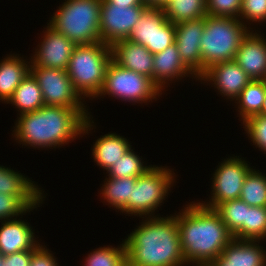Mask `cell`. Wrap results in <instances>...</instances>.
Instances as JSON below:
<instances>
[{
  "label": "cell",
  "mask_w": 266,
  "mask_h": 266,
  "mask_svg": "<svg viewBox=\"0 0 266 266\" xmlns=\"http://www.w3.org/2000/svg\"><path fill=\"white\" fill-rule=\"evenodd\" d=\"M44 33L43 41L40 42L39 48L35 50L31 58V66L67 70L76 44L49 24Z\"/></svg>",
  "instance_id": "4fadbf2b"
},
{
  "label": "cell",
  "mask_w": 266,
  "mask_h": 266,
  "mask_svg": "<svg viewBox=\"0 0 266 266\" xmlns=\"http://www.w3.org/2000/svg\"><path fill=\"white\" fill-rule=\"evenodd\" d=\"M101 0H65L48 23L76 45L94 44L100 36Z\"/></svg>",
  "instance_id": "8992f818"
},
{
  "label": "cell",
  "mask_w": 266,
  "mask_h": 266,
  "mask_svg": "<svg viewBox=\"0 0 266 266\" xmlns=\"http://www.w3.org/2000/svg\"><path fill=\"white\" fill-rule=\"evenodd\" d=\"M132 146L123 136L108 133L98 138L93 145L92 155L94 162L108 171Z\"/></svg>",
  "instance_id": "7402d4cb"
},
{
  "label": "cell",
  "mask_w": 266,
  "mask_h": 266,
  "mask_svg": "<svg viewBox=\"0 0 266 266\" xmlns=\"http://www.w3.org/2000/svg\"><path fill=\"white\" fill-rule=\"evenodd\" d=\"M29 64H31L30 61H24L17 54L9 55L0 62V100L7 103L15 89L30 73Z\"/></svg>",
  "instance_id": "44dd1931"
},
{
  "label": "cell",
  "mask_w": 266,
  "mask_h": 266,
  "mask_svg": "<svg viewBox=\"0 0 266 266\" xmlns=\"http://www.w3.org/2000/svg\"><path fill=\"white\" fill-rule=\"evenodd\" d=\"M162 94L151 78L121 67L113 60L109 63L99 96L108 94L121 100L136 103L152 102ZM141 101V102H140Z\"/></svg>",
  "instance_id": "ba28073f"
},
{
  "label": "cell",
  "mask_w": 266,
  "mask_h": 266,
  "mask_svg": "<svg viewBox=\"0 0 266 266\" xmlns=\"http://www.w3.org/2000/svg\"><path fill=\"white\" fill-rule=\"evenodd\" d=\"M235 17L205 16L200 51L203 73L210 66L234 60L243 38L251 30Z\"/></svg>",
  "instance_id": "5b68a950"
},
{
  "label": "cell",
  "mask_w": 266,
  "mask_h": 266,
  "mask_svg": "<svg viewBox=\"0 0 266 266\" xmlns=\"http://www.w3.org/2000/svg\"><path fill=\"white\" fill-rule=\"evenodd\" d=\"M3 258L4 256L0 253V266H3Z\"/></svg>",
  "instance_id": "b9f144b4"
},
{
  "label": "cell",
  "mask_w": 266,
  "mask_h": 266,
  "mask_svg": "<svg viewBox=\"0 0 266 266\" xmlns=\"http://www.w3.org/2000/svg\"><path fill=\"white\" fill-rule=\"evenodd\" d=\"M205 17L175 24V43L182 62L199 78L203 74L200 51Z\"/></svg>",
  "instance_id": "5bb4252c"
},
{
  "label": "cell",
  "mask_w": 266,
  "mask_h": 266,
  "mask_svg": "<svg viewBox=\"0 0 266 266\" xmlns=\"http://www.w3.org/2000/svg\"><path fill=\"white\" fill-rule=\"evenodd\" d=\"M266 85L264 80H251L236 98L239 115L244 122L247 118L261 112Z\"/></svg>",
  "instance_id": "4316f807"
},
{
  "label": "cell",
  "mask_w": 266,
  "mask_h": 266,
  "mask_svg": "<svg viewBox=\"0 0 266 266\" xmlns=\"http://www.w3.org/2000/svg\"><path fill=\"white\" fill-rule=\"evenodd\" d=\"M239 19L243 22L266 20V0H242ZM244 19V20H243Z\"/></svg>",
  "instance_id": "d590c367"
},
{
  "label": "cell",
  "mask_w": 266,
  "mask_h": 266,
  "mask_svg": "<svg viewBox=\"0 0 266 266\" xmlns=\"http://www.w3.org/2000/svg\"><path fill=\"white\" fill-rule=\"evenodd\" d=\"M112 60L121 67L145 75L153 81L154 55L143 45L120 40L111 46Z\"/></svg>",
  "instance_id": "ac0fdd59"
},
{
  "label": "cell",
  "mask_w": 266,
  "mask_h": 266,
  "mask_svg": "<svg viewBox=\"0 0 266 266\" xmlns=\"http://www.w3.org/2000/svg\"><path fill=\"white\" fill-rule=\"evenodd\" d=\"M128 39L143 45L152 54L159 53L175 43V24L167 20L162 7L148 6Z\"/></svg>",
  "instance_id": "9c48e42d"
},
{
  "label": "cell",
  "mask_w": 266,
  "mask_h": 266,
  "mask_svg": "<svg viewBox=\"0 0 266 266\" xmlns=\"http://www.w3.org/2000/svg\"><path fill=\"white\" fill-rule=\"evenodd\" d=\"M240 199L249 206L266 207V176L251 169L245 177Z\"/></svg>",
  "instance_id": "f1b7e54d"
},
{
  "label": "cell",
  "mask_w": 266,
  "mask_h": 266,
  "mask_svg": "<svg viewBox=\"0 0 266 266\" xmlns=\"http://www.w3.org/2000/svg\"><path fill=\"white\" fill-rule=\"evenodd\" d=\"M174 178L169 168L153 165L142 176L137 177L135 186L132 187V200L121 212L151 217V214L153 215V212L165 200L175 182Z\"/></svg>",
  "instance_id": "52a82bcc"
},
{
  "label": "cell",
  "mask_w": 266,
  "mask_h": 266,
  "mask_svg": "<svg viewBox=\"0 0 266 266\" xmlns=\"http://www.w3.org/2000/svg\"><path fill=\"white\" fill-rule=\"evenodd\" d=\"M266 238V207L251 206L247 210L245 240Z\"/></svg>",
  "instance_id": "d6a6232c"
},
{
  "label": "cell",
  "mask_w": 266,
  "mask_h": 266,
  "mask_svg": "<svg viewBox=\"0 0 266 266\" xmlns=\"http://www.w3.org/2000/svg\"><path fill=\"white\" fill-rule=\"evenodd\" d=\"M88 254L84 266H127L125 241L120 247H100Z\"/></svg>",
  "instance_id": "1f68e13d"
},
{
  "label": "cell",
  "mask_w": 266,
  "mask_h": 266,
  "mask_svg": "<svg viewBox=\"0 0 266 266\" xmlns=\"http://www.w3.org/2000/svg\"><path fill=\"white\" fill-rule=\"evenodd\" d=\"M148 6L113 5L101 0L100 36L101 42L112 46L115 42L129 38V35Z\"/></svg>",
  "instance_id": "7c38bea8"
},
{
  "label": "cell",
  "mask_w": 266,
  "mask_h": 266,
  "mask_svg": "<svg viewBox=\"0 0 266 266\" xmlns=\"http://www.w3.org/2000/svg\"><path fill=\"white\" fill-rule=\"evenodd\" d=\"M176 220L187 265L210 264L234 239L220 214L201 202L186 205Z\"/></svg>",
  "instance_id": "7a4b0ae2"
},
{
  "label": "cell",
  "mask_w": 266,
  "mask_h": 266,
  "mask_svg": "<svg viewBox=\"0 0 266 266\" xmlns=\"http://www.w3.org/2000/svg\"><path fill=\"white\" fill-rule=\"evenodd\" d=\"M0 227V253L3 256L26 250H36L40 243L28 222L16 217L2 221ZM38 242V243H37Z\"/></svg>",
  "instance_id": "d6986e66"
},
{
  "label": "cell",
  "mask_w": 266,
  "mask_h": 266,
  "mask_svg": "<svg viewBox=\"0 0 266 266\" xmlns=\"http://www.w3.org/2000/svg\"><path fill=\"white\" fill-rule=\"evenodd\" d=\"M264 82H265V85H266V77L264 79ZM259 114L260 115H266V94H265V97H264V101H263L261 112Z\"/></svg>",
  "instance_id": "60d3db41"
},
{
  "label": "cell",
  "mask_w": 266,
  "mask_h": 266,
  "mask_svg": "<svg viewBox=\"0 0 266 266\" xmlns=\"http://www.w3.org/2000/svg\"><path fill=\"white\" fill-rule=\"evenodd\" d=\"M234 61L252 80L266 77V39L261 34L249 31L243 38Z\"/></svg>",
  "instance_id": "2e32d148"
},
{
  "label": "cell",
  "mask_w": 266,
  "mask_h": 266,
  "mask_svg": "<svg viewBox=\"0 0 266 266\" xmlns=\"http://www.w3.org/2000/svg\"><path fill=\"white\" fill-rule=\"evenodd\" d=\"M44 197H16L0 193V220H10L30 212L42 203Z\"/></svg>",
  "instance_id": "f546056e"
},
{
  "label": "cell",
  "mask_w": 266,
  "mask_h": 266,
  "mask_svg": "<svg viewBox=\"0 0 266 266\" xmlns=\"http://www.w3.org/2000/svg\"><path fill=\"white\" fill-rule=\"evenodd\" d=\"M35 250H26L4 256L3 266H30L32 253Z\"/></svg>",
  "instance_id": "74e56055"
},
{
  "label": "cell",
  "mask_w": 266,
  "mask_h": 266,
  "mask_svg": "<svg viewBox=\"0 0 266 266\" xmlns=\"http://www.w3.org/2000/svg\"><path fill=\"white\" fill-rule=\"evenodd\" d=\"M11 103L20 111V114L36 111L45 106L41 88L37 80L29 73L15 89L7 104Z\"/></svg>",
  "instance_id": "603a6c76"
},
{
  "label": "cell",
  "mask_w": 266,
  "mask_h": 266,
  "mask_svg": "<svg viewBox=\"0 0 266 266\" xmlns=\"http://www.w3.org/2000/svg\"><path fill=\"white\" fill-rule=\"evenodd\" d=\"M85 108L43 106L19 115L14 136L18 143L36 148L59 147L68 144L78 135L86 134L93 127ZM63 144V145H62Z\"/></svg>",
  "instance_id": "6da1fadb"
},
{
  "label": "cell",
  "mask_w": 266,
  "mask_h": 266,
  "mask_svg": "<svg viewBox=\"0 0 266 266\" xmlns=\"http://www.w3.org/2000/svg\"><path fill=\"white\" fill-rule=\"evenodd\" d=\"M243 124L250 140L256 147L266 152V115H254L247 118Z\"/></svg>",
  "instance_id": "836d02e7"
},
{
  "label": "cell",
  "mask_w": 266,
  "mask_h": 266,
  "mask_svg": "<svg viewBox=\"0 0 266 266\" xmlns=\"http://www.w3.org/2000/svg\"><path fill=\"white\" fill-rule=\"evenodd\" d=\"M258 242V244H257ZM260 240L233 239L210 264L212 266H266V251Z\"/></svg>",
  "instance_id": "e0dca14e"
},
{
  "label": "cell",
  "mask_w": 266,
  "mask_h": 266,
  "mask_svg": "<svg viewBox=\"0 0 266 266\" xmlns=\"http://www.w3.org/2000/svg\"><path fill=\"white\" fill-rule=\"evenodd\" d=\"M242 0H206L208 16L239 19Z\"/></svg>",
  "instance_id": "e575fe53"
},
{
  "label": "cell",
  "mask_w": 266,
  "mask_h": 266,
  "mask_svg": "<svg viewBox=\"0 0 266 266\" xmlns=\"http://www.w3.org/2000/svg\"><path fill=\"white\" fill-rule=\"evenodd\" d=\"M112 61L111 46L99 41L76 45L70 57L67 74L74 90L82 98H95L100 93L105 73ZM86 96V97H85Z\"/></svg>",
  "instance_id": "277c9868"
},
{
  "label": "cell",
  "mask_w": 266,
  "mask_h": 266,
  "mask_svg": "<svg viewBox=\"0 0 266 266\" xmlns=\"http://www.w3.org/2000/svg\"><path fill=\"white\" fill-rule=\"evenodd\" d=\"M141 158L129 148L114 165L108 169L110 178L142 176L151 166H144Z\"/></svg>",
  "instance_id": "4dcf8cb0"
},
{
  "label": "cell",
  "mask_w": 266,
  "mask_h": 266,
  "mask_svg": "<svg viewBox=\"0 0 266 266\" xmlns=\"http://www.w3.org/2000/svg\"><path fill=\"white\" fill-rule=\"evenodd\" d=\"M162 8L167 20L173 24L207 16L206 0H167Z\"/></svg>",
  "instance_id": "484cf974"
},
{
  "label": "cell",
  "mask_w": 266,
  "mask_h": 266,
  "mask_svg": "<svg viewBox=\"0 0 266 266\" xmlns=\"http://www.w3.org/2000/svg\"><path fill=\"white\" fill-rule=\"evenodd\" d=\"M38 185L13 169L0 166V193L16 197H43Z\"/></svg>",
  "instance_id": "d4e9b609"
},
{
  "label": "cell",
  "mask_w": 266,
  "mask_h": 266,
  "mask_svg": "<svg viewBox=\"0 0 266 266\" xmlns=\"http://www.w3.org/2000/svg\"><path fill=\"white\" fill-rule=\"evenodd\" d=\"M157 216L147 217L125 239L127 266L186 265L176 216Z\"/></svg>",
  "instance_id": "3957f363"
},
{
  "label": "cell",
  "mask_w": 266,
  "mask_h": 266,
  "mask_svg": "<svg viewBox=\"0 0 266 266\" xmlns=\"http://www.w3.org/2000/svg\"><path fill=\"white\" fill-rule=\"evenodd\" d=\"M30 73L41 88L46 106L85 108L82 98L74 90L67 70L31 66Z\"/></svg>",
  "instance_id": "30bf717a"
},
{
  "label": "cell",
  "mask_w": 266,
  "mask_h": 266,
  "mask_svg": "<svg viewBox=\"0 0 266 266\" xmlns=\"http://www.w3.org/2000/svg\"><path fill=\"white\" fill-rule=\"evenodd\" d=\"M30 266H58L56 259L47 247L40 245L33 253Z\"/></svg>",
  "instance_id": "8d00e7d4"
},
{
  "label": "cell",
  "mask_w": 266,
  "mask_h": 266,
  "mask_svg": "<svg viewBox=\"0 0 266 266\" xmlns=\"http://www.w3.org/2000/svg\"><path fill=\"white\" fill-rule=\"evenodd\" d=\"M144 5L150 7H162L167 0H142Z\"/></svg>",
  "instance_id": "ab89813d"
},
{
  "label": "cell",
  "mask_w": 266,
  "mask_h": 266,
  "mask_svg": "<svg viewBox=\"0 0 266 266\" xmlns=\"http://www.w3.org/2000/svg\"><path fill=\"white\" fill-rule=\"evenodd\" d=\"M250 207L239 198L222 202L215 208L235 239L245 240V222Z\"/></svg>",
  "instance_id": "cb8c5ba5"
},
{
  "label": "cell",
  "mask_w": 266,
  "mask_h": 266,
  "mask_svg": "<svg viewBox=\"0 0 266 266\" xmlns=\"http://www.w3.org/2000/svg\"><path fill=\"white\" fill-rule=\"evenodd\" d=\"M106 1L113 5H128V7L147 6L144 5L142 0H106Z\"/></svg>",
  "instance_id": "f35d334b"
},
{
  "label": "cell",
  "mask_w": 266,
  "mask_h": 266,
  "mask_svg": "<svg viewBox=\"0 0 266 266\" xmlns=\"http://www.w3.org/2000/svg\"><path fill=\"white\" fill-rule=\"evenodd\" d=\"M153 82L164 90L169 81L181 79L185 76L199 78L182 62L176 43L171 44L165 50L153 54ZM191 74V75H190ZM184 76V77H183ZM168 81V82H167Z\"/></svg>",
  "instance_id": "ffe728a7"
},
{
  "label": "cell",
  "mask_w": 266,
  "mask_h": 266,
  "mask_svg": "<svg viewBox=\"0 0 266 266\" xmlns=\"http://www.w3.org/2000/svg\"><path fill=\"white\" fill-rule=\"evenodd\" d=\"M202 81L214 84L222 96L236 99L246 85L252 80L234 61H225L210 66L199 77Z\"/></svg>",
  "instance_id": "9a60e30c"
},
{
  "label": "cell",
  "mask_w": 266,
  "mask_h": 266,
  "mask_svg": "<svg viewBox=\"0 0 266 266\" xmlns=\"http://www.w3.org/2000/svg\"><path fill=\"white\" fill-rule=\"evenodd\" d=\"M196 266H212L211 264H199V265H196Z\"/></svg>",
  "instance_id": "7bdbcfd3"
},
{
  "label": "cell",
  "mask_w": 266,
  "mask_h": 266,
  "mask_svg": "<svg viewBox=\"0 0 266 266\" xmlns=\"http://www.w3.org/2000/svg\"><path fill=\"white\" fill-rule=\"evenodd\" d=\"M102 186V197L110 207L122 211L132 200V187L135 186L137 177L106 178Z\"/></svg>",
  "instance_id": "83f0119b"
},
{
  "label": "cell",
  "mask_w": 266,
  "mask_h": 266,
  "mask_svg": "<svg viewBox=\"0 0 266 266\" xmlns=\"http://www.w3.org/2000/svg\"><path fill=\"white\" fill-rule=\"evenodd\" d=\"M226 159L213 174L211 199L209 203H201L205 207L215 209L222 202L240 198L245 177L252 168L239 156Z\"/></svg>",
  "instance_id": "8fae6325"
}]
</instances>
